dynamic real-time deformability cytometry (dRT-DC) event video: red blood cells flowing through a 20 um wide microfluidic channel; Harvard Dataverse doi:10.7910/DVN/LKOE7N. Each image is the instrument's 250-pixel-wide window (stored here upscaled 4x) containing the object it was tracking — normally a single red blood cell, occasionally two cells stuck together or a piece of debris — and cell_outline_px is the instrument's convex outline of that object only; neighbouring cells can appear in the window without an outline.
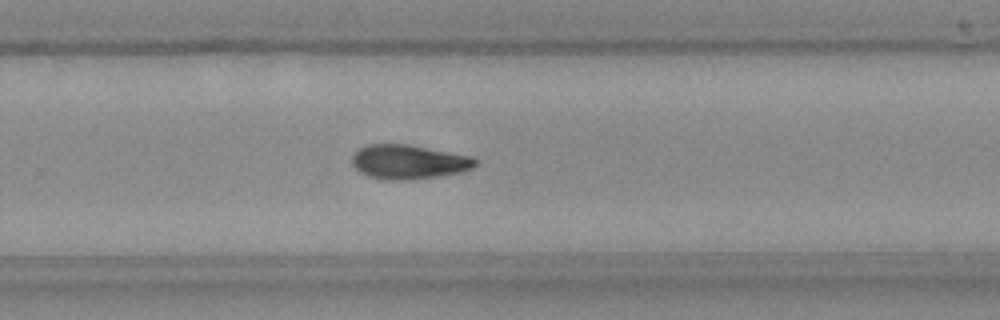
{"species": "Egyptian fruit bat (a non-hibernating species)", "species_latin": "Rousettus aegyptiacus", "temperature_condition": "room temperature", "stored_images_in_passage": 32, "camera_frame_rate_fps": 3000, "um_per_image_px": 0.085, "frame": {"image": 1, "passage_image": 23, "time_ms": 7.333, "image_size_px": [1000, 320], "cell_outline_px": [[480, 160], [472, 168], [460, 172], [436, 176], [404, 180], [388, 180], [368, 176], [360, 172], [352, 164], [352, 156], [364, 144], [408, 144], [472, 156]], "centroid_in_image_um": [34.74, 13.75], "position_along_channel_um": 295.1, "area_um2": 24.57}}
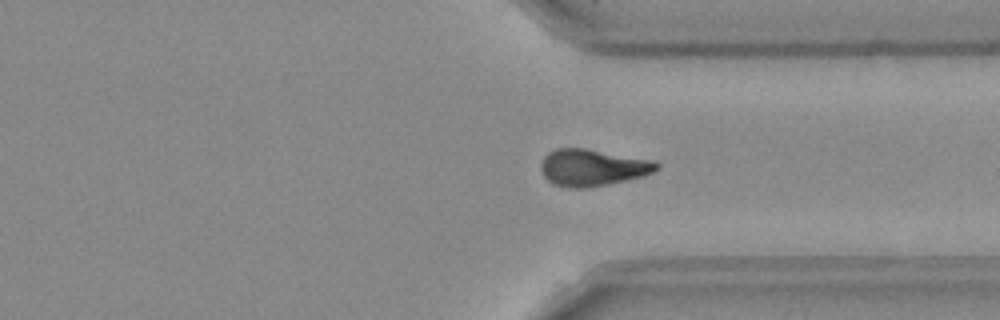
{"frame": {"image": 2, "passage_image": 28, "time_ms": 9.0, "image_size_px": [1000, 320], "cell_outline_px": [[660, 168], [644, 176], [608, 184], [584, 188], [568, 188], [552, 184], [544, 176], [540, 168], [540, 164], [544, 156], [548, 152], [556, 148], [584, 148], [648, 160], [660, 164]], "centroid_in_image_um": [50.31, 14.25], "position_along_channel_um": 361.1, "area_um2": 24.62}}